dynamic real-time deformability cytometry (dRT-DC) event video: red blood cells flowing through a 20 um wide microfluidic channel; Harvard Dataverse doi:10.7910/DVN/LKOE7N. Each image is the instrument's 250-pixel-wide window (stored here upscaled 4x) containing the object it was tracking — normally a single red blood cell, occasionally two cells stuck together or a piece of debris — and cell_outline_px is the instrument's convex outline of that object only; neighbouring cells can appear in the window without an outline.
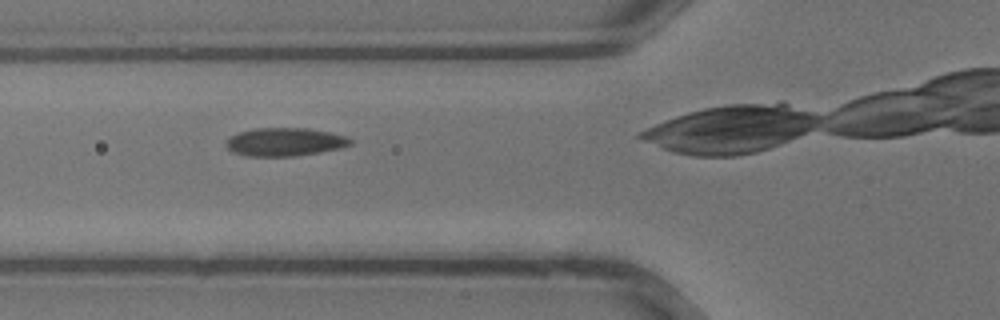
{"species": "common noctule bat (a hibernating species)", "species_latin": "Nyctalus noctula", "temperature_condition": "warm", "stored_images_in_passage": 18, "camera_frame_rate_fps": 3000, "um_per_image_px": 0.085, "animal": {"sex": "male", "body_mass_g": 13.3}, "frame": {"image": 1, "passage_image": 3, "time_ms": 0.667, "image_size_px": [1000, 320], "cell_outline_px": [[352, 144], [340, 148], [320, 152], [292, 156], [248, 156], [232, 152], [224, 144], [228, 136], [252, 128], [308, 128], [348, 136], [352, 140]], "centroid_in_image_um": [24.18, 12.06], "position_along_channel_um": 101.6, "area_um2": 20.58}}